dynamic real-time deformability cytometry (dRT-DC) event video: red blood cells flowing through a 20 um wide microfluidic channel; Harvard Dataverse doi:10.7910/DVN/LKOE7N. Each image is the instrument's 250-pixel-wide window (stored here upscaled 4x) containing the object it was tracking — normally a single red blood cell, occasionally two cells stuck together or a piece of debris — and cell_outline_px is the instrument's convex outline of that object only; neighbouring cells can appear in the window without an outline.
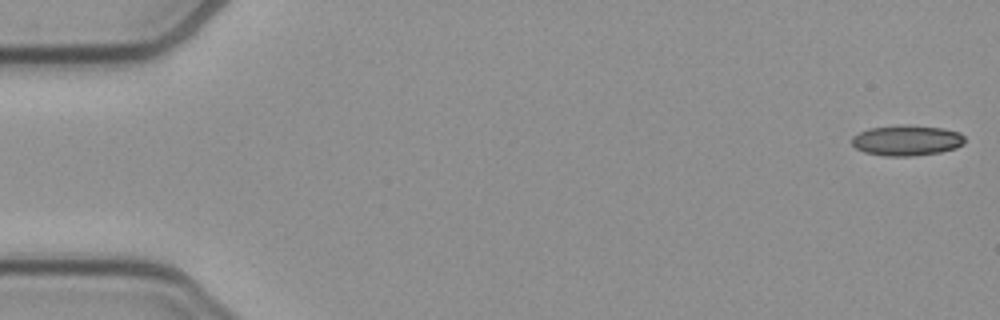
{"species": "common noctule bat (a hibernating species)", "species_latin": "Nyctalus noctula", "temperature_condition": "cold", "stored_images_in_passage": 11, "camera_frame_rate_fps": 3000, "um_per_image_px": 0.085, "animal": {"sex": "female", "body_mass_g": 21.9}, "frame": {"image": 1, "passage_image": 1, "time_ms": 0.0, "image_size_px": [1000, 320], "cell_outline_px": [[964, 144], [956, 148], [940, 152], [912, 156], [884, 156], [864, 152], [856, 148], [852, 144], [852, 136], [868, 128], [904, 124], [908, 124], [940, 128], [960, 132], [964, 136]], "centroid_in_image_um": [77.07, 11.93], "position_along_channel_um": 7.9, "area_um2": 20.23}}